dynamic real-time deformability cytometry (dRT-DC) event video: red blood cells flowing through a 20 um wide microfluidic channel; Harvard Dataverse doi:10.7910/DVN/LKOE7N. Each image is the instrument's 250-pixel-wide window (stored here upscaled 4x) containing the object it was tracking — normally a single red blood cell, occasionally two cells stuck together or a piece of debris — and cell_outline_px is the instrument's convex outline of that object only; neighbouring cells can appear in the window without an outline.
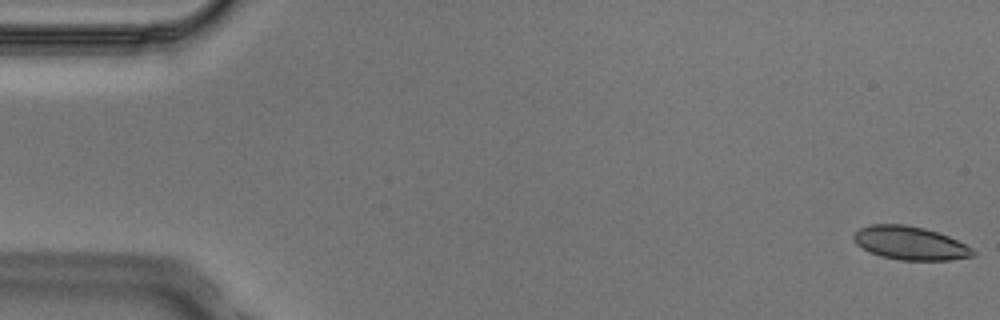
{"species": "Egyptian fruit bat (a non-hibernating species)", "species_latin": "Rousettus aegyptiacus", "temperature_condition": "cold", "stored_images_in_passage": 5, "camera_frame_rate_fps": 3000, "um_per_image_px": 0.085, "animal": {"sex": "male"}, "frame": {"image": 1, "passage_image": 1, "time_ms": 0.0, "image_size_px": [1000, 320], "cell_outline_px": [[976, 252], [972, 256], [952, 260], [900, 260], [880, 256], [856, 244], [852, 240], [852, 236], [860, 228], [872, 224], [904, 224], [924, 228], [948, 236], [972, 248]], "centroid_in_image_um": [77.35, 20.66], "position_along_channel_um": 7.7, "area_um2": 23.06}}
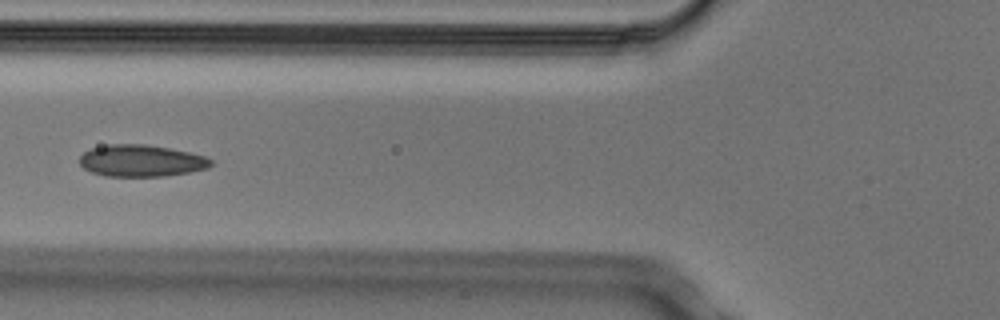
{"frame": {"image": 2, "passage_image": 5, "time_ms": 1.333, "image_size_px": [1000, 320], "cell_outline_px": [[212, 164], [208, 168], [188, 172], [164, 176], [104, 176], [92, 172], [84, 168], [80, 164], [80, 156], [84, 152], [92, 148], [108, 144], [144, 144], [168, 148], [188, 152], [204, 156], [212, 160]], "centroid_in_image_um": [11.98, 13.66], "position_along_channel_um": 113.8, "area_um2": 24.16}}